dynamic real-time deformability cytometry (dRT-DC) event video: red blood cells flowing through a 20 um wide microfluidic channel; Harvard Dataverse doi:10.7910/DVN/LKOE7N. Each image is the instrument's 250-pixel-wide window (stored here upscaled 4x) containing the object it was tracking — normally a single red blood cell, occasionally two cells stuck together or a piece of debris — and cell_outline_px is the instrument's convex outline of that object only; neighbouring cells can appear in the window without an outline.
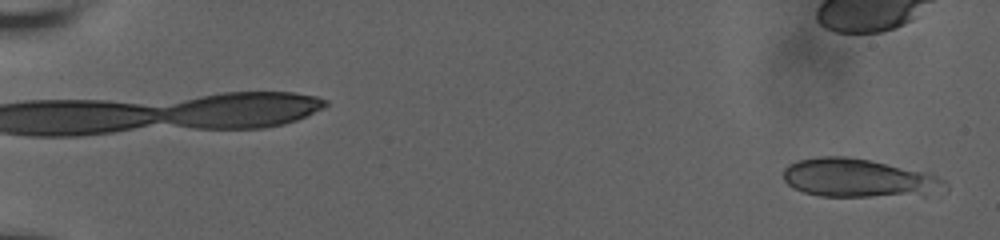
{"species": "human", "species_latin": "Homo sapiens", "temperature_condition": "room temperature", "stored_images_in_passage": 6, "camera_frame_rate_fps": 3000, "um_per_image_px": 0.085, "donor": {"sex": "male"}, "frame": {"image": 1, "passage_image": 1, "time_ms": 0.0, "image_size_px": [1000, 240], "cell_outline_px": [[948, 192], [924, 196], [820, 196], [804, 192], [788, 184], [784, 180], [784, 168], [788, 164], [796, 160], [820, 156], [848, 156], [932, 172], [944, 180], [948, 184]], "centroid_in_image_um": [73.12, 15.14], "position_along_channel_um": 11.9, "area_um2": 37.17}}